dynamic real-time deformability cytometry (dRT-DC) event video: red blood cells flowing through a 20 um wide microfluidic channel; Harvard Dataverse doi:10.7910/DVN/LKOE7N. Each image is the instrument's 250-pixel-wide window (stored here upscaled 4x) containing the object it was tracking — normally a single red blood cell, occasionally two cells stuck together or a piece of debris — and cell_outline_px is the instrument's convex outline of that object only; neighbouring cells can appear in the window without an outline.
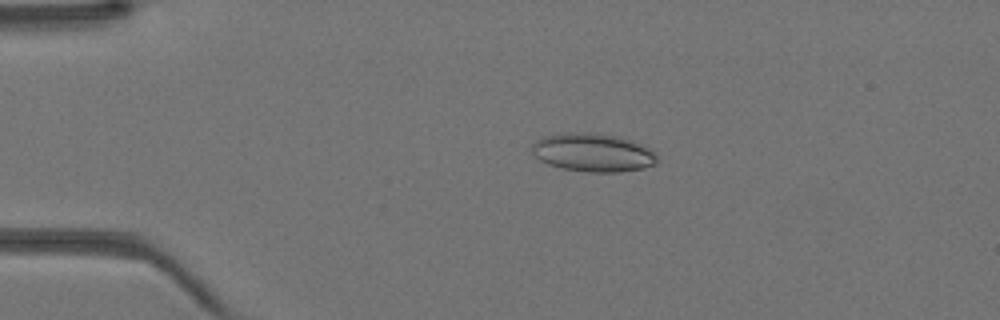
{"species": "Egyptian fruit bat (a non-hibernating species)", "species_latin": "Rousettus aegyptiacus", "temperature_condition": "warm", "stored_images_in_passage": 43, "camera_frame_rate_fps": 3000, "um_per_image_px": 0.085, "animal": {"sex": "female"}, "frame": {"image": 1, "passage_image": 9, "time_ms": 2.667, "image_size_px": [1000, 320], "cell_outline_px": [[660, 160], [656, 164], [644, 168], [620, 172], [584, 172], [560, 168], [548, 164], [540, 160], [532, 152], [532, 144], [540, 136], [564, 132], [592, 132], [620, 136], [640, 144], [648, 148]], "centroid_in_image_um": [50.37, 12.96], "position_along_channel_um": 34.6, "area_um2": 28.38}}
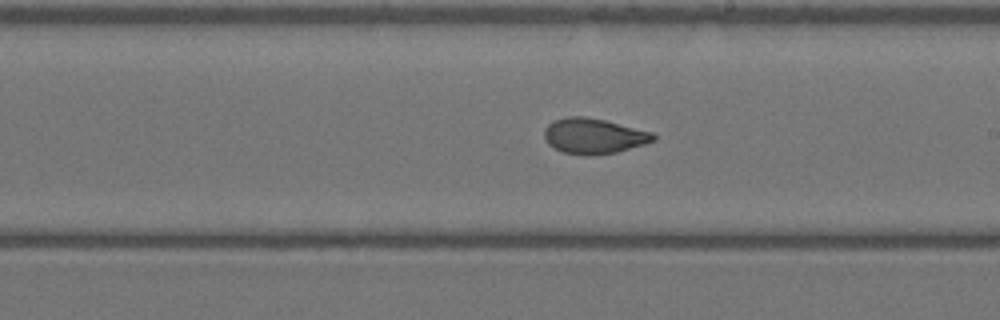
{"frame": {"image": 2, "passage_image": 25, "time_ms": 8.0, "image_size_px": [1000, 320], "cell_outline_px": [[656, 140], [644, 144], [616, 152], [588, 156], [584, 156], [564, 152], [548, 144], [544, 136], [544, 128], [552, 120], [564, 116], [584, 116], [604, 120], [652, 132], [656, 136]], "centroid_in_image_um": [50.44, 11.55], "position_along_channel_um": 238.6, "area_um2": 22.54}}
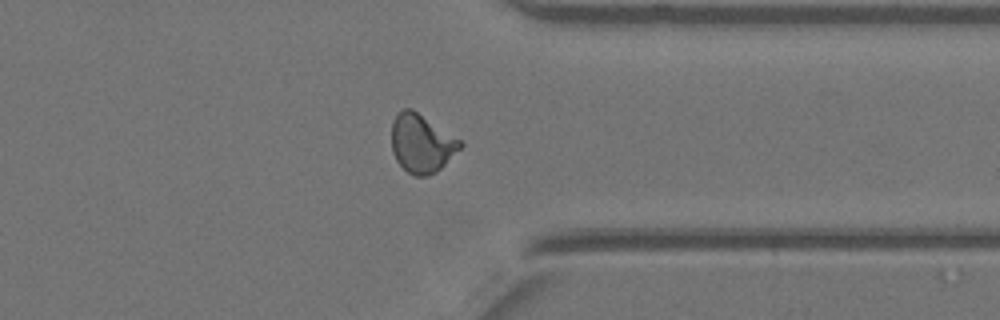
{"frame": {"image": 3, "passage_image": 34, "time_ms": 11.0, "image_size_px": [1000, 320], "cell_outline_px": [[464, 144], [436, 172], [428, 176], [412, 176], [396, 160], [392, 152], [392, 120], [396, 112], [404, 108], [412, 108], [460, 140]], "centroid_in_image_um": [35.79, 12.17], "position_along_channel_um": 375.6, "area_um2": 23.24}}